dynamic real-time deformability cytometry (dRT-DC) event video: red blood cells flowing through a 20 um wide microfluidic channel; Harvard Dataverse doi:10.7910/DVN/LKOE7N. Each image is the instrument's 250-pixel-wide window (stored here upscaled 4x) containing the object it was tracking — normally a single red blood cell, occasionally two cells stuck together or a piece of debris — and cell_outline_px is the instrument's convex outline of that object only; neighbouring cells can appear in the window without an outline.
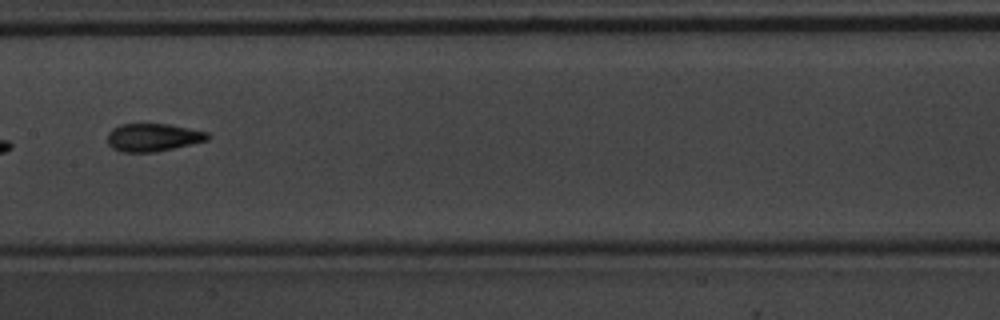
{"species": "common noctule bat (a hibernating species)", "species_latin": "Nyctalus noctula", "temperature_condition": "warm", "stored_images_in_passage": 35, "camera_frame_rate_fps": 3000, "um_per_image_px": 0.085, "animal": {"sex": "male", "body_mass_g": 20.1, "forearm_length_mm": 53.5}, "frame": {"image": 1, "passage_image": 11, "time_ms": 3.333, "image_size_px": [1000, 320], "cell_outline_px": [[212, 136], [208, 140], [156, 152], [120, 152], [112, 148], [108, 144], [108, 132], [112, 128], [120, 124], [168, 124], [208, 132]], "centroid_in_image_um": [13.0, 11.68], "position_along_channel_um": 194.4, "area_um2": 16.36}, "authors_computed_cell_mechanics": {"area_um2": 15.9528, "velocity_mm_per_s": 4.0542, "shape_relaxation_time_tau1_ms": 3.0603, "shape_relaxation_time_tau2_ms": 1.4626, "deformation_change_tau1": 0.1411, "deformation_change_tau2": 0.0669}}